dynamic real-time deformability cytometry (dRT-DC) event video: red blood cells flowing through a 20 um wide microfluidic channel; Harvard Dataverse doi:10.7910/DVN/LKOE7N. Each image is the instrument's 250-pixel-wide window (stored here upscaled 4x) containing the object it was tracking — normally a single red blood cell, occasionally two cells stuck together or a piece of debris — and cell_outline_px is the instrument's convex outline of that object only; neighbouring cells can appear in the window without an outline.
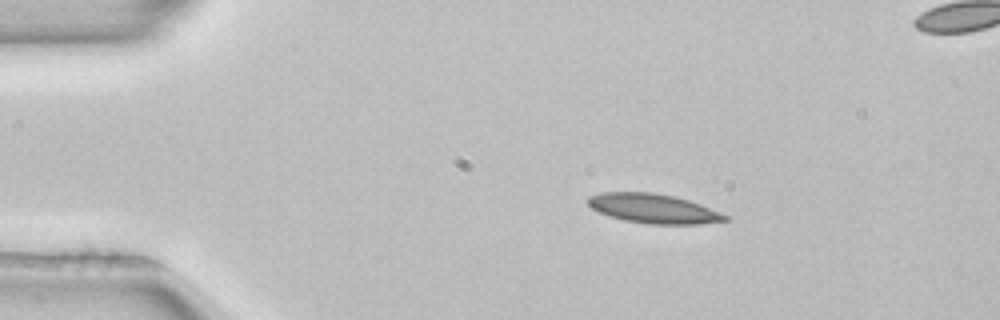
{"species": "common noctule bat (a hibernating species)", "species_latin": "Nyctalus noctula", "temperature_condition": "room temperature", "stored_images_in_passage": 44, "camera_frame_rate_fps": 3000, "um_per_image_px": 0.085, "animal": {"sex": "female", "body_mass_g": 22.7, "forearm_length_mm": 54.2}, "frame": {"image": 1, "passage_image": 1, "time_ms": 0.0, "image_size_px": [1000, 320], "cell_outline_px": [[732, 220], [700, 224], [648, 224], [624, 220], [608, 216], [592, 208], [584, 200], [588, 196], [600, 192], [652, 192], [672, 196], [688, 200], [700, 204], [720, 212], [728, 216]], "centroid_in_image_um": [55.52, 17.73], "position_along_channel_um": 29.5, "area_um2": 23.64}}
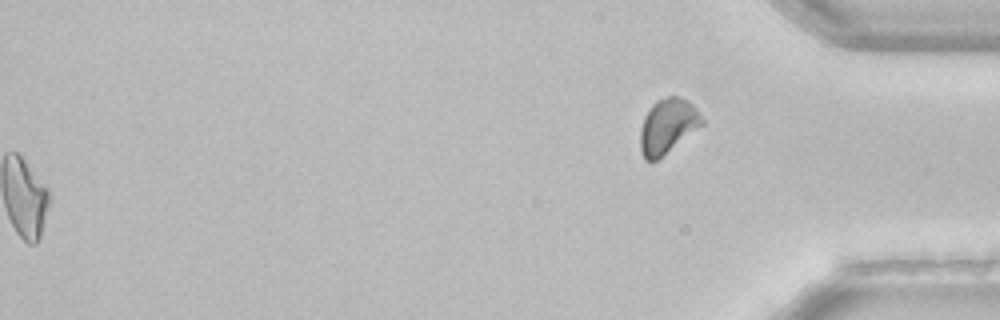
{"frame": {"image": 2, "passage_image": 44, "time_ms": 14.333, "image_size_px": [1000, 320], "cell_outline_px": [[704, 124], [656, 160], [644, 160], [640, 152], [640, 128], [644, 116], [652, 104], [656, 100], [668, 96], [680, 96], [688, 100], [700, 112], [704, 120]], "centroid_in_image_um": [56.74, 10.69], "position_along_channel_um": 378.5, "area_um2": 19.77}}